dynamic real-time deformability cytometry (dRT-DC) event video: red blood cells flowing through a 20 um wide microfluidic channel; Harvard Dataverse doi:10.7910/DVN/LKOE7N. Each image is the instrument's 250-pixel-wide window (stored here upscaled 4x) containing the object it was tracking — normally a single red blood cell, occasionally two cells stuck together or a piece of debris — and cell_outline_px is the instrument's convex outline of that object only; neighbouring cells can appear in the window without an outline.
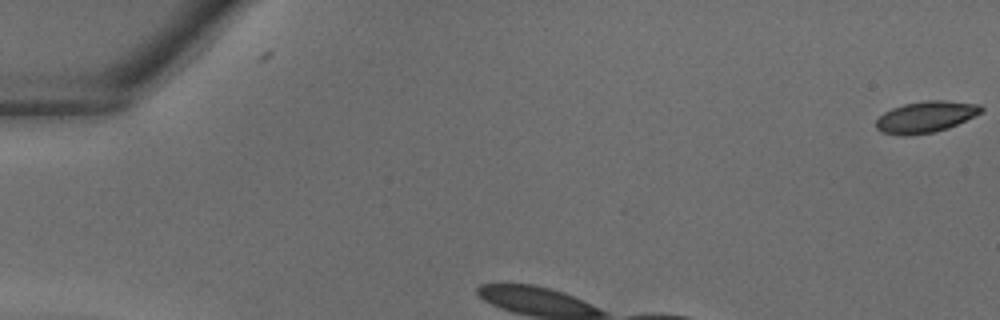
{"species": "common noctule bat (a hibernating species)", "species_latin": "Nyctalus noctula", "temperature_condition": "warm", "stored_images_in_passage": 2, "camera_frame_rate_fps": 3000, "um_per_image_px": 0.085, "animal": {"sex": "male", "body_mass_g": 18.8}, "frame": {"image": 1, "passage_image": 2, "time_ms": 0.333, "image_size_px": [1000, 320], "cell_outline_px": [[984, 112], [976, 116], [948, 128], [932, 132], [904, 136], [900, 136], [884, 132], [876, 128], [876, 120], [884, 112], [892, 108], [904, 104], [928, 100], [944, 100], [980, 104], [984, 108]], "centroid_in_image_um": [78.73, 9.93], "position_along_channel_um": 6.3, "area_um2": 19.25}}